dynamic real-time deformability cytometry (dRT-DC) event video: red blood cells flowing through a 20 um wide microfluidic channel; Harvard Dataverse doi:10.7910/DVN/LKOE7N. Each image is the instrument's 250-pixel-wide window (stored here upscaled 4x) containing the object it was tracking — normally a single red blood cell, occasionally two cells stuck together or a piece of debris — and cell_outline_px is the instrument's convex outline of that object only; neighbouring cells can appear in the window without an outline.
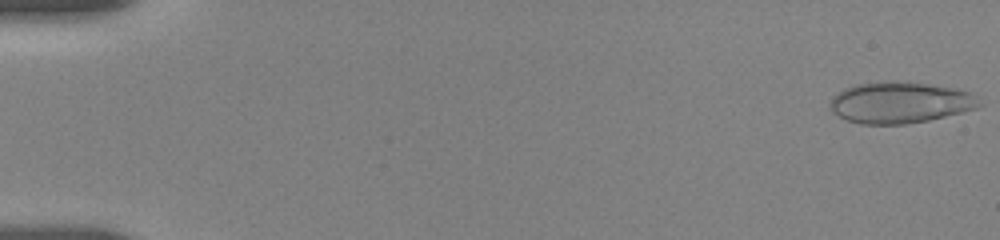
{"species": "human", "species_latin": "Homo sapiens", "temperature_condition": "room temperature", "stored_images_in_passage": 12, "camera_frame_rate_fps": 3000, "um_per_image_px": 0.085, "donor": {"sex": "female"}, "frame": {"image": 1, "passage_image": 1, "time_ms": 0.0, "image_size_px": [1000, 240], "cell_outline_px": [[984, 104], [976, 108], [928, 120], [904, 124], [860, 124], [848, 120], [840, 116], [832, 108], [832, 96], [844, 88], [856, 84], [928, 84], [956, 88], [968, 92]], "centroid_in_image_um": [76.53, 8.75], "position_along_channel_um": 8.5, "area_um2": 34.45}}